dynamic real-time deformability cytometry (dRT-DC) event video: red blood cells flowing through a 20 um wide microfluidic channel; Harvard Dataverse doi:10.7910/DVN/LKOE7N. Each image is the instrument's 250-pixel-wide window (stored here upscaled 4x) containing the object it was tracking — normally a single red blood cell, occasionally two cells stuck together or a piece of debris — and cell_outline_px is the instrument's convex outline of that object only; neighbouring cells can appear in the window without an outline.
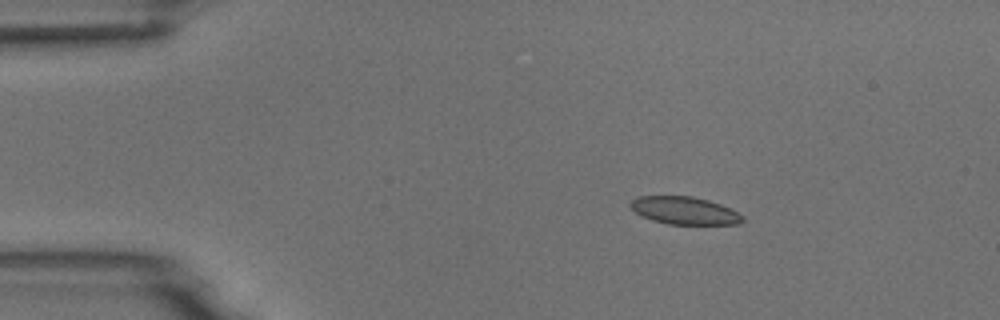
{"species": "common noctule bat (a hibernating species)", "species_latin": "Nyctalus noctula", "temperature_condition": "room temperature", "stored_images_in_passage": 3, "camera_frame_rate_fps": 3000, "um_per_image_px": 0.085, "animal": {"sex": "male", "body_mass_g": 18.8}, "frame": {"image": 1, "passage_image": 1, "time_ms": 0.0, "image_size_px": [1000, 320], "cell_outline_px": [[744, 220], [740, 224], [668, 224], [652, 220], [636, 212], [628, 204], [632, 200], [640, 196], [692, 196], [708, 200], [720, 204], [744, 216]], "centroid_in_image_um": [58.19, 17.9], "position_along_channel_um": 26.8, "area_um2": 17.86}}